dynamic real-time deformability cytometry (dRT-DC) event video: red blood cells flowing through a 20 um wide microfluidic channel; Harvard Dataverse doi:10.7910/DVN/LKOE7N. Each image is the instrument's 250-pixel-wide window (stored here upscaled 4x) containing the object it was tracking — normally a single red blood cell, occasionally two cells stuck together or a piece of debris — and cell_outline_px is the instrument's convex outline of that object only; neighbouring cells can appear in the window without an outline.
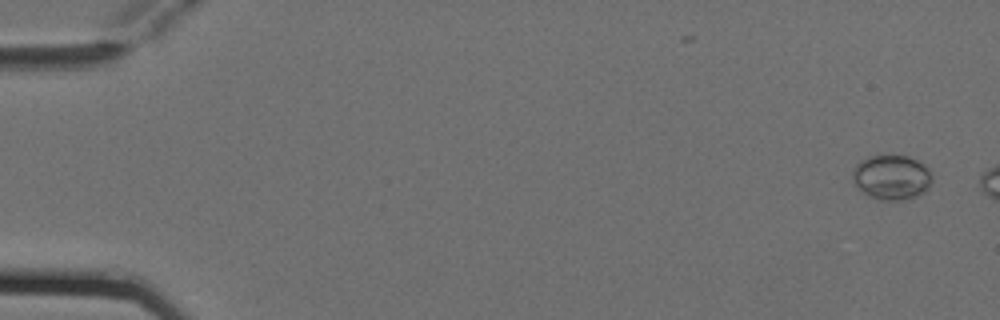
{"species": "Egyptian fruit bat (a non-hibernating species)", "species_latin": "Rousettus aegyptiacus", "temperature_condition": "cold", "stored_images_in_passage": 3, "camera_frame_rate_fps": 3000, "um_per_image_px": 0.085, "animal": {"sex": "female"}, "frame": {"image": 1, "passage_image": 1, "time_ms": 0.0, "image_size_px": [1000, 320], "cell_outline_px": [[932, 180], [928, 188], [924, 192], [916, 196], [900, 200], [880, 200], [868, 196], [856, 184], [852, 176], [852, 172], [856, 164], [860, 160], [872, 156], [908, 156], [924, 164], [932, 172]], "centroid_in_image_um": [75.81, 15.07], "position_along_channel_um": 9.2, "area_um2": 20.63}}